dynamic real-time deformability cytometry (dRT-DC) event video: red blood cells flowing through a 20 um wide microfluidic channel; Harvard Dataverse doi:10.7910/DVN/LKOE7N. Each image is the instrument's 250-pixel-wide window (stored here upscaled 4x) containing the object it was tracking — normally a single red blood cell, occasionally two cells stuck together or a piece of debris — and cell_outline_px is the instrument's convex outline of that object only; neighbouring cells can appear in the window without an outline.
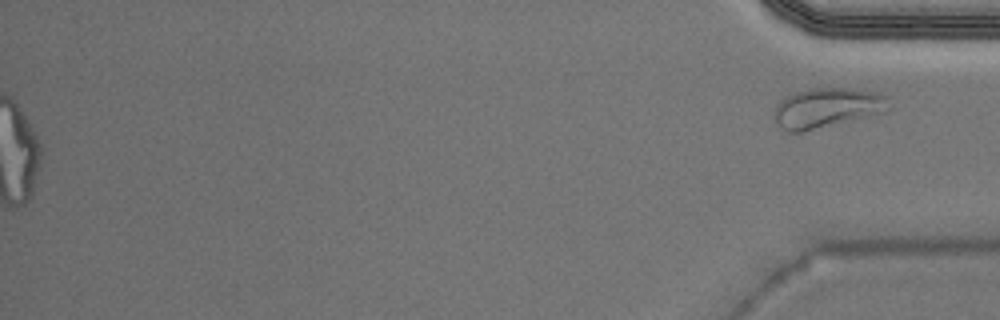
{"species": "Egyptian fruit bat (a non-hibernating species)", "species_latin": "Rousettus aegyptiacus", "temperature_condition": "warm", "stored_images_in_passage": 49, "camera_frame_rate_fps": 3000, "um_per_image_px": 0.085, "animal": {"sex": "male"}, "frame": {"image": 1, "passage_image": 49, "time_ms": 16.0, "image_size_px": [1000, 320], "cell_outline_px": [[892, 108], [888, 112], [800, 132], [788, 132], [780, 128], [776, 124], [772, 112], [776, 104], [784, 96], [796, 92], [812, 88], [852, 88], [880, 92], [892, 104]], "centroid_in_image_um": [70.31, 9.16], "position_along_channel_um": 364.9, "area_um2": 27.17}}